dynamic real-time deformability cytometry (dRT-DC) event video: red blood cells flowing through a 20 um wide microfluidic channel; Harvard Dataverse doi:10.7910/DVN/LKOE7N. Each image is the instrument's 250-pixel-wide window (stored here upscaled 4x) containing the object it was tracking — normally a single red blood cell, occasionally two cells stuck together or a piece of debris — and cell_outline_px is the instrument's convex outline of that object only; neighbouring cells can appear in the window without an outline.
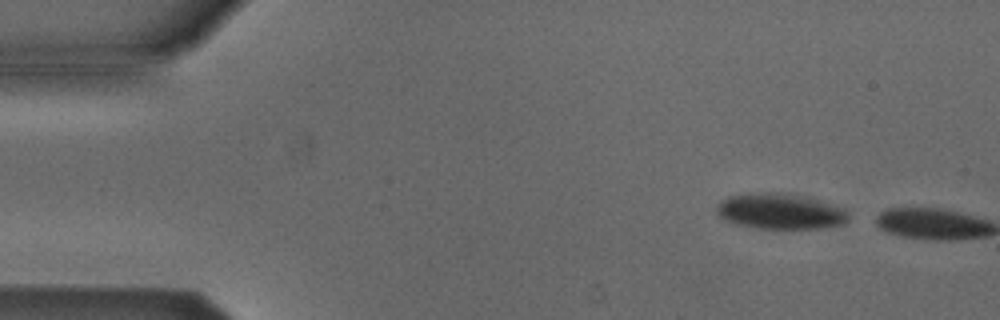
{"species": "Egyptian fruit bat (a non-hibernating species)", "species_latin": "Rousettus aegyptiacus", "temperature_condition": "cold", "stored_images_in_passage": 2, "camera_frame_rate_fps": 3000, "um_per_image_px": 0.085, "animal": {"sex": "male"}, "frame": {"image": 1, "passage_image": 1, "time_ms": 0.0, "image_size_px": [1000, 320], "cell_outline_px": [[848, 220], [844, 224], [824, 228], [756, 228], [736, 224], [724, 220], [716, 212], [716, 204], [720, 200], [728, 196], [748, 192], [784, 192], [816, 200], [844, 208], [848, 212]], "centroid_in_image_um": [66.26, 17.95], "position_along_channel_um": 18.7, "area_um2": 27.57}}